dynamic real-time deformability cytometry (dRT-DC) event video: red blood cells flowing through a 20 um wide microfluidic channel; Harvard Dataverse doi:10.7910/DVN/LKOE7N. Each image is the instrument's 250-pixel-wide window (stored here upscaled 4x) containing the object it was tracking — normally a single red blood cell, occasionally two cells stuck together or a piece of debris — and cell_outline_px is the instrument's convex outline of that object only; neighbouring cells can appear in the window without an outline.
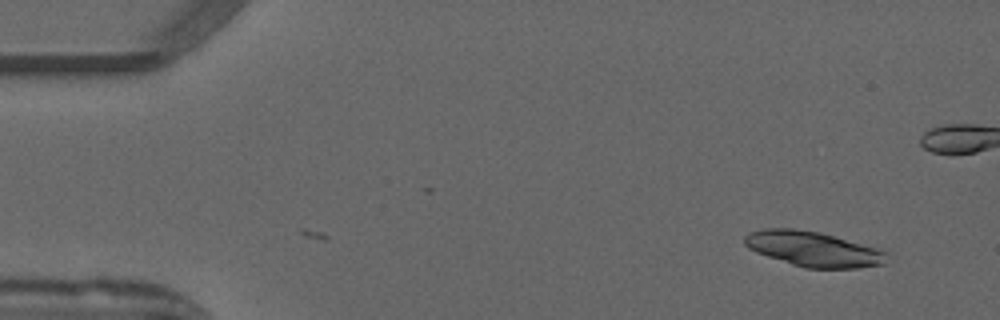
{"species": "common noctule bat (a hibernating species)", "species_latin": "Nyctalus noctula", "temperature_condition": "warm", "stored_images_in_passage": 5, "camera_frame_rate_fps": 3000, "um_per_image_px": 0.085, "animal": {"sex": "male", "forearm_length_mm": 52.5}, "frame": {"image": 1, "passage_image": 5, "time_ms": 1.333, "image_size_px": [1000, 320], "cell_outline_px": [[888, 252], [884, 264], [856, 268], [804, 268], [756, 252], [748, 248], [744, 244], [744, 236], [748, 232], [764, 228], [792, 228], [820, 232], [880, 248]], "centroid_in_image_um": [69.13, 21.15], "position_along_channel_um": 15.9, "area_um2": 29.19}}